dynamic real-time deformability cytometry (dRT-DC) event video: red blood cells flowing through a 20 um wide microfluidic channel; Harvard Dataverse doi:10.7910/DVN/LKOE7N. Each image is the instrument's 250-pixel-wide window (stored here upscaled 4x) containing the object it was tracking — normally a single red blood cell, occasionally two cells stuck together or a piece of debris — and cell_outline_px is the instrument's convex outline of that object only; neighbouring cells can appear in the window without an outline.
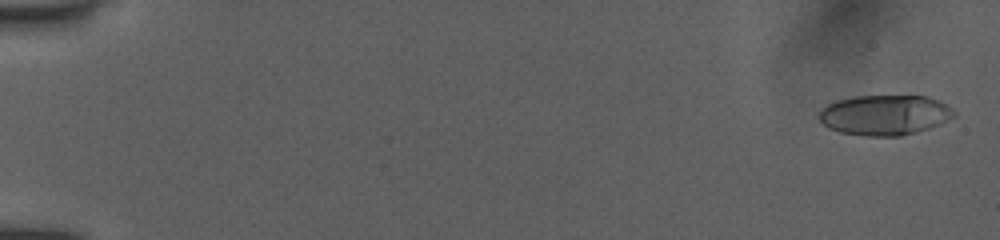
{"species": "human", "species_latin": "Homo sapiens", "temperature_condition": "room temperature", "stored_images_in_passage": 9, "camera_frame_rate_fps": 3000, "um_per_image_px": 0.085, "donor": {"sex": "female"}, "frame": {"image": 1, "passage_image": 1, "time_ms": 0.0, "image_size_px": [1000, 240], "cell_outline_px": [[956, 116], [940, 124], [916, 132], [900, 136], [864, 136], [840, 132], [828, 128], [816, 116], [820, 108], [836, 100], [852, 96], [924, 96], [940, 100], [952, 108], [956, 112]], "centroid_in_image_um": [75.18, 9.77], "position_along_channel_um": 9.8, "area_um2": 31.96}}
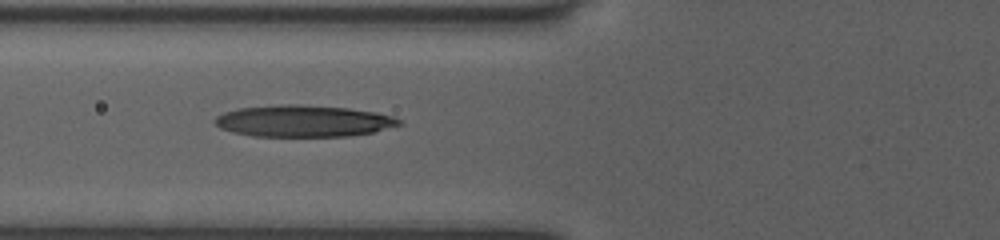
{"frame": {"image": 2, "passage_image": 7, "time_ms": 6.667, "image_size_px": [1000, 240], "cell_outline_px": [[404, 124], [372, 132], [348, 136], [252, 136], [232, 132], [220, 128], [212, 120], [216, 116], [224, 112], [240, 108], [280, 104], [300, 104], [348, 108], [376, 112], [392, 116], [400, 120]], "centroid_in_image_um": [25.77, 10.28], "position_along_channel_um": 100.0, "area_um2": 34.04}}
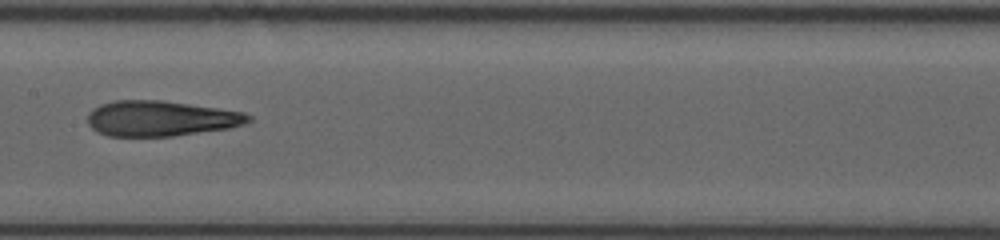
{"frame": {"image": 3, "passage_image": 9, "time_ms": 9.0, "image_size_px": [1000, 240], "cell_outline_px": [[252, 120], [248, 124], [232, 128], [172, 136], [108, 136], [96, 132], [88, 124], [88, 112], [92, 108], [100, 104], [116, 100], [160, 100], [244, 112], [252, 116]], "centroid_in_image_um": [13.67, 10.07], "position_along_channel_um": 193.7, "area_um2": 33.41}}